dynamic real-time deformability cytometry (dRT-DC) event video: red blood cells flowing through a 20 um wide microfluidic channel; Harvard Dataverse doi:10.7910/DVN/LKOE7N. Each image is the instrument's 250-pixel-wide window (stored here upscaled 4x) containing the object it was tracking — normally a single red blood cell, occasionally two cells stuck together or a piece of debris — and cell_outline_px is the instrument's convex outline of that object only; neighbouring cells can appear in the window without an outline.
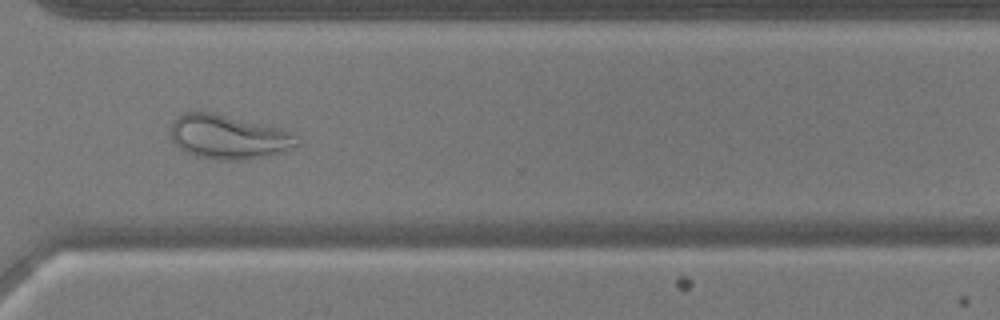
{"species": "common noctule bat (a hibernating species)", "species_latin": "Nyctalus noctula", "temperature_condition": "warm", "stored_images_in_passage": 46, "camera_frame_rate_fps": 3000, "um_per_image_px": 0.085, "animal": {"sex": "male", "body_mass_g": 17.9, "forearm_length_mm": 54.2}, "frame": {"image": 1, "passage_image": 33, "time_ms": 10.667, "image_size_px": [1000, 320], "cell_outline_px": [[300, 144], [284, 152], [264, 156], [240, 160], [220, 160], [196, 156], [180, 148], [172, 140], [172, 120], [180, 112], [212, 112], [296, 132], [300, 140]], "centroid_in_image_um": [19.46, 11.63], "position_along_channel_um": 351.1, "area_um2": 32.6}}